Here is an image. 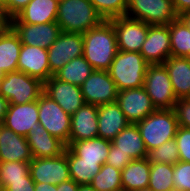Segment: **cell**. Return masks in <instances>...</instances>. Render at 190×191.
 Masks as SVG:
<instances>
[{
	"instance_id": "1",
	"label": "cell",
	"mask_w": 190,
	"mask_h": 191,
	"mask_svg": "<svg viewBox=\"0 0 190 191\" xmlns=\"http://www.w3.org/2000/svg\"><path fill=\"white\" fill-rule=\"evenodd\" d=\"M83 35V57L95 70L108 71L118 52L116 32L109 20Z\"/></svg>"
},
{
	"instance_id": "2",
	"label": "cell",
	"mask_w": 190,
	"mask_h": 191,
	"mask_svg": "<svg viewBox=\"0 0 190 191\" xmlns=\"http://www.w3.org/2000/svg\"><path fill=\"white\" fill-rule=\"evenodd\" d=\"M103 21L89 0H59L56 23L62 32L84 34Z\"/></svg>"
},
{
	"instance_id": "3",
	"label": "cell",
	"mask_w": 190,
	"mask_h": 191,
	"mask_svg": "<svg viewBox=\"0 0 190 191\" xmlns=\"http://www.w3.org/2000/svg\"><path fill=\"white\" fill-rule=\"evenodd\" d=\"M136 124L148 152L175 139L179 127L174 109H156Z\"/></svg>"
},
{
	"instance_id": "4",
	"label": "cell",
	"mask_w": 190,
	"mask_h": 191,
	"mask_svg": "<svg viewBox=\"0 0 190 191\" xmlns=\"http://www.w3.org/2000/svg\"><path fill=\"white\" fill-rule=\"evenodd\" d=\"M148 65L139 52L118 50L108 72L115 82L118 91L140 88L144 84Z\"/></svg>"
},
{
	"instance_id": "5",
	"label": "cell",
	"mask_w": 190,
	"mask_h": 191,
	"mask_svg": "<svg viewBox=\"0 0 190 191\" xmlns=\"http://www.w3.org/2000/svg\"><path fill=\"white\" fill-rule=\"evenodd\" d=\"M44 90V83L21 71L3 75L2 96L9 104H24L38 100Z\"/></svg>"
},
{
	"instance_id": "6",
	"label": "cell",
	"mask_w": 190,
	"mask_h": 191,
	"mask_svg": "<svg viewBox=\"0 0 190 191\" xmlns=\"http://www.w3.org/2000/svg\"><path fill=\"white\" fill-rule=\"evenodd\" d=\"M39 124L52 136L69 146L71 115L67 114L60 105L44 91L38 100Z\"/></svg>"
},
{
	"instance_id": "7",
	"label": "cell",
	"mask_w": 190,
	"mask_h": 191,
	"mask_svg": "<svg viewBox=\"0 0 190 191\" xmlns=\"http://www.w3.org/2000/svg\"><path fill=\"white\" fill-rule=\"evenodd\" d=\"M125 16L149 25H169L178 18L172 0H127Z\"/></svg>"
},
{
	"instance_id": "8",
	"label": "cell",
	"mask_w": 190,
	"mask_h": 191,
	"mask_svg": "<svg viewBox=\"0 0 190 191\" xmlns=\"http://www.w3.org/2000/svg\"><path fill=\"white\" fill-rule=\"evenodd\" d=\"M143 87L156 109H174L178 99L163 64L148 65Z\"/></svg>"
},
{
	"instance_id": "9",
	"label": "cell",
	"mask_w": 190,
	"mask_h": 191,
	"mask_svg": "<svg viewBox=\"0 0 190 191\" xmlns=\"http://www.w3.org/2000/svg\"><path fill=\"white\" fill-rule=\"evenodd\" d=\"M109 21L116 32L118 50L140 53L148 33V24L127 16L115 17Z\"/></svg>"
},
{
	"instance_id": "10",
	"label": "cell",
	"mask_w": 190,
	"mask_h": 191,
	"mask_svg": "<svg viewBox=\"0 0 190 191\" xmlns=\"http://www.w3.org/2000/svg\"><path fill=\"white\" fill-rule=\"evenodd\" d=\"M30 175L34 182L53 185L70 180L65 150L56 157L33 158L30 162Z\"/></svg>"
},
{
	"instance_id": "11",
	"label": "cell",
	"mask_w": 190,
	"mask_h": 191,
	"mask_svg": "<svg viewBox=\"0 0 190 191\" xmlns=\"http://www.w3.org/2000/svg\"><path fill=\"white\" fill-rule=\"evenodd\" d=\"M47 50L50 72L54 75L70 60L83 56V35L61 32Z\"/></svg>"
},
{
	"instance_id": "12",
	"label": "cell",
	"mask_w": 190,
	"mask_h": 191,
	"mask_svg": "<svg viewBox=\"0 0 190 191\" xmlns=\"http://www.w3.org/2000/svg\"><path fill=\"white\" fill-rule=\"evenodd\" d=\"M80 87L87 104L98 106L117 101L118 89L108 71L94 70Z\"/></svg>"
},
{
	"instance_id": "13",
	"label": "cell",
	"mask_w": 190,
	"mask_h": 191,
	"mask_svg": "<svg viewBox=\"0 0 190 191\" xmlns=\"http://www.w3.org/2000/svg\"><path fill=\"white\" fill-rule=\"evenodd\" d=\"M140 54L149 65L163 64L171 56L168 25H149Z\"/></svg>"
},
{
	"instance_id": "14",
	"label": "cell",
	"mask_w": 190,
	"mask_h": 191,
	"mask_svg": "<svg viewBox=\"0 0 190 191\" xmlns=\"http://www.w3.org/2000/svg\"><path fill=\"white\" fill-rule=\"evenodd\" d=\"M116 102L127 120L132 124L142 121L156 110L143 86L118 91Z\"/></svg>"
},
{
	"instance_id": "15",
	"label": "cell",
	"mask_w": 190,
	"mask_h": 191,
	"mask_svg": "<svg viewBox=\"0 0 190 191\" xmlns=\"http://www.w3.org/2000/svg\"><path fill=\"white\" fill-rule=\"evenodd\" d=\"M8 25L18 35L22 44L45 49H48L62 32L56 21L44 24L9 23Z\"/></svg>"
},
{
	"instance_id": "16",
	"label": "cell",
	"mask_w": 190,
	"mask_h": 191,
	"mask_svg": "<svg viewBox=\"0 0 190 191\" xmlns=\"http://www.w3.org/2000/svg\"><path fill=\"white\" fill-rule=\"evenodd\" d=\"M43 91L69 115L85 104L80 86L61 81L54 75L44 83Z\"/></svg>"
},
{
	"instance_id": "17",
	"label": "cell",
	"mask_w": 190,
	"mask_h": 191,
	"mask_svg": "<svg viewBox=\"0 0 190 191\" xmlns=\"http://www.w3.org/2000/svg\"><path fill=\"white\" fill-rule=\"evenodd\" d=\"M38 102L9 104L3 120V126L16 134L27 136L31 129L39 125Z\"/></svg>"
},
{
	"instance_id": "18",
	"label": "cell",
	"mask_w": 190,
	"mask_h": 191,
	"mask_svg": "<svg viewBox=\"0 0 190 191\" xmlns=\"http://www.w3.org/2000/svg\"><path fill=\"white\" fill-rule=\"evenodd\" d=\"M18 71L45 83L53 76L48 63V50L39 46L22 44L18 59Z\"/></svg>"
},
{
	"instance_id": "19",
	"label": "cell",
	"mask_w": 190,
	"mask_h": 191,
	"mask_svg": "<svg viewBox=\"0 0 190 191\" xmlns=\"http://www.w3.org/2000/svg\"><path fill=\"white\" fill-rule=\"evenodd\" d=\"M98 137V106L85 103L71 115L69 145Z\"/></svg>"
},
{
	"instance_id": "20",
	"label": "cell",
	"mask_w": 190,
	"mask_h": 191,
	"mask_svg": "<svg viewBox=\"0 0 190 191\" xmlns=\"http://www.w3.org/2000/svg\"><path fill=\"white\" fill-rule=\"evenodd\" d=\"M33 156L25 136L3 126L0 131V162H31Z\"/></svg>"
},
{
	"instance_id": "21",
	"label": "cell",
	"mask_w": 190,
	"mask_h": 191,
	"mask_svg": "<svg viewBox=\"0 0 190 191\" xmlns=\"http://www.w3.org/2000/svg\"><path fill=\"white\" fill-rule=\"evenodd\" d=\"M59 0H31L9 23L44 24L57 20Z\"/></svg>"
},
{
	"instance_id": "22",
	"label": "cell",
	"mask_w": 190,
	"mask_h": 191,
	"mask_svg": "<svg viewBox=\"0 0 190 191\" xmlns=\"http://www.w3.org/2000/svg\"><path fill=\"white\" fill-rule=\"evenodd\" d=\"M129 124L117 102L98 105V137L111 141Z\"/></svg>"
},
{
	"instance_id": "23",
	"label": "cell",
	"mask_w": 190,
	"mask_h": 191,
	"mask_svg": "<svg viewBox=\"0 0 190 191\" xmlns=\"http://www.w3.org/2000/svg\"><path fill=\"white\" fill-rule=\"evenodd\" d=\"M33 158L56 157L62 154L66 145L52 136L41 124L31 129L26 136Z\"/></svg>"
},
{
	"instance_id": "24",
	"label": "cell",
	"mask_w": 190,
	"mask_h": 191,
	"mask_svg": "<svg viewBox=\"0 0 190 191\" xmlns=\"http://www.w3.org/2000/svg\"><path fill=\"white\" fill-rule=\"evenodd\" d=\"M177 99L190 97V57L170 56L164 63Z\"/></svg>"
},
{
	"instance_id": "25",
	"label": "cell",
	"mask_w": 190,
	"mask_h": 191,
	"mask_svg": "<svg viewBox=\"0 0 190 191\" xmlns=\"http://www.w3.org/2000/svg\"><path fill=\"white\" fill-rule=\"evenodd\" d=\"M22 43L8 25L0 30V71L3 74L18 71V59Z\"/></svg>"
},
{
	"instance_id": "26",
	"label": "cell",
	"mask_w": 190,
	"mask_h": 191,
	"mask_svg": "<svg viewBox=\"0 0 190 191\" xmlns=\"http://www.w3.org/2000/svg\"><path fill=\"white\" fill-rule=\"evenodd\" d=\"M112 144L124 154H129L132 160L148 157V151L141 137L137 124L130 123L111 140Z\"/></svg>"
},
{
	"instance_id": "27",
	"label": "cell",
	"mask_w": 190,
	"mask_h": 191,
	"mask_svg": "<svg viewBox=\"0 0 190 191\" xmlns=\"http://www.w3.org/2000/svg\"><path fill=\"white\" fill-rule=\"evenodd\" d=\"M111 141L95 137L83 141H74L68 148L82 161L99 162L103 165L108 157Z\"/></svg>"
},
{
	"instance_id": "28",
	"label": "cell",
	"mask_w": 190,
	"mask_h": 191,
	"mask_svg": "<svg viewBox=\"0 0 190 191\" xmlns=\"http://www.w3.org/2000/svg\"><path fill=\"white\" fill-rule=\"evenodd\" d=\"M150 168L148 158L132 160L121 171L122 189L133 191L148 188Z\"/></svg>"
},
{
	"instance_id": "29",
	"label": "cell",
	"mask_w": 190,
	"mask_h": 191,
	"mask_svg": "<svg viewBox=\"0 0 190 191\" xmlns=\"http://www.w3.org/2000/svg\"><path fill=\"white\" fill-rule=\"evenodd\" d=\"M70 177L78 185L91 184L94 176L100 171L99 162L82 161L68 147L65 148Z\"/></svg>"
},
{
	"instance_id": "30",
	"label": "cell",
	"mask_w": 190,
	"mask_h": 191,
	"mask_svg": "<svg viewBox=\"0 0 190 191\" xmlns=\"http://www.w3.org/2000/svg\"><path fill=\"white\" fill-rule=\"evenodd\" d=\"M95 69L83 57H78L66 63L54 76L64 82L81 86Z\"/></svg>"
},
{
	"instance_id": "31",
	"label": "cell",
	"mask_w": 190,
	"mask_h": 191,
	"mask_svg": "<svg viewBox=\"0 0 190 191\" xmlns=\"http://www.w3.org/2000/svg\"><path fill=\"white\" fill-rule=\"evenodd\" d=\"M171 56L190 57V29L178 17L169 25Z\"/></svg>"
},
{
	"instance_id": "32",
	"label": "cell",
	"mask_w": 190,
	"mask_h": 191,
	"mask_svg": "<svg viewBox=\"0 0 190 191\" xmlns=\"http://www.w3.org/2000/svg\"><path fill=\"white\" fill-rule=\"evenodd\" d=\"M95 191H116L122 189L121 170L104 163L90 184Z\"/></svg>"
},
{
	"instance_id": "33",
	"label": "cell",
	"mask_w": 190,
	"mask_h": 191,
	"mask_svg": "<svg viewBox=\"0 0 190 191\" xmlns=\"http://www.w3.org/2000/svg\"><path fill=\"white\" fill-rule=\"evenodd\" d=\"M148 188L152 191H165L173 186V165L151 163Z\"/></svg>"
},
{
	"instance_id": "34",
	"label": "cell",
	"mask_w": 190,
	"mask_h": 191,
	"mask_svg": "<svg viewBox=\"0 0 190 191\" xmlns=\"http://www.w3.org/2000/svg\"><path fill=\"white\" fill-rule=\"evenodd\" d=\"M31 178L29 162H0V184L6 188L7 181L24 180Z\"/></svg>"
},
{
	"instance_id": "35",
	"label": "cell",
	"mask_w": 190,
	"mask_h": 191,
	"mask_svg": "<svg viewBox=\"0 0 190 191\" xmlns=\"http://www.w3.org/2000/svg\"><path fill=\"white\" fill-rule=\"evenodd\" d=\"M150 163H165L175 165L179 161L177 142L175 139L164 142L161 146L148 152Z\"/></svg>"
},
{
	"instance_id": "36",
	"label": "cell",
	"mask_w": 190,
	"mask_h": 191,
	"mask_svg": "<svg viewBox=\"0 0 190 191\" xmlns=\"http://www.w3.org/2000/svg\"><path fill=\"white\" fill-rule=\"evenodd\" d=\"M104 20L125 16L127 0H89Z\"/></svg>"
},
{
	"instance_id": "37",
	"label": "cell",
	"mask_w": 190,
	"mask_h": 191,
	"mask_svg": "<svg viewBox=\"0 0 190 191\" xmlns=\"http://www.w3.org/2000/svg\"><path fill=\"white\" fill-rule=\"evenodd\" d=\"M173 186L179 191H190V162L178 161L173 165Z\"/></svg>"
},
{
	"instance_id": "38",
	"label": "cell",
	"mask_w": 190,
	"mask_h": 191,
	"mask_svg": "<svg viewBox=\"0 0 190 191\" xmlns=\"http://www.w3.org/2000/svg\"><path fill=\"white\" fill-rule=\"evenodd\" d=\"M175 140L178 147L179 161L190 162V129L179 126Z\"/></svg>"
},
{
	"instance_id": "39",
	"label": "cell",
	"mask_w": 190,
	"mask_h": 191,
	"mask_svg": "<svg viewBox=\"0 0 190 191\" xmlns=\"http://www.w3.org/2000/svg\"><path fill=\"white\" fill-rule=\"evenodd\" d=\"M131 161L132 159L129 154H124L121 151H118V148L111 143L108 157L105 161L106 164L122 171L123 168Z\"/></svg>"
},
{
	"instance_id": "40",
	"label": "cell",
	"mask_w": 190,
	"mask_h": 191,
	"mask_svg": "<svg viewBox=\"0 0 190 191\" xmlns=\"http://www.w3.org/2000/svg\"><path fill=\"white\" fill-rule=\"evenodd\" d=\"M174 111L179 126L190 129V99H178Z\"/></svg>"
},
{
	"instance_id": "41",
	"label": "cell",
	"mask_w": 190,
	"mask_h": 191,
	"mask_svg": "<svg viewBox=\"0 0 190 191\" xmlns=\"http://www.w3.org/2000/svg\"><path fill=\"white\" fill-rule=\"evenodd\" d=\"M31 0H7L2 8L5 17L10 20L15 17Z\"/></svg>"
},
{
	"instance_id": "42",
	"label": "cell",
	"mask_w": 190,
	"mask_h": 191,
	"mask_svg": "<svg viewBox=\"0 0 190 191\" xmlns=\"http://www.w3.org/2000/svg\"><path fill=\"white\" fill-rule=\"evenodd\" d=\"M35 182L32 178H24V180L7 181L5 191H35Z\"/></svg>"
},
{
	"instance_id": "43",
	"label": "cell",
	"mask_w": 190,
	"mask_h": 191,
	"mask_svg": "<svg viewBox=\"0 0 190 191\" xmlns=\"http://www.w3.org/2000/svg\"><path fill=\"white\" fill-rule=\"evenodd\" d=\"M175 12L181 15L185 12H190V0H172Z\"/></svg>"
},
{
	"instance_id": "44",
	"label": "cell",
	"mask_w": 190,
	"mask_h": 191,
	"mask_svg": "<svg viewBox=\"0 0 190 191\" xmlns=\"http://www.w3.org/2000/svg\"><path fill=\"white\" fill-rule=\"evenodd\" d=\"M79 185L72 179L57 185L58 191H78Z\"/></svg>"
},
{
	"instance_id": "45",
	"label": "cell",
	"mask_w": 190,
	"mask_h": 191,
	"mask_svg": "<svg viewBox=\"0 0 190 191\" xmlns=\"http://www.w3.org/2000/svg\"><path fill=\"white\" fill-rule=\"evenodd\" d=\"M35 191H58L57 185L47 184V183H38L34 184Z\"/></svg>"
},
{
	"instance_id": "46",
	"label": "cell",
	"mask_w": 190,
	"mask_h": 191,
	"mask_svg": "<svg viewBox=\"0 0 190 191\" xmlns=\"http://www.w3.org/2000/svg\"><path fill=\"white\" fill-rule=\"evenodd\" d=\"M9 102L3 97L0 96V121L3 122L8 109Z\"/></svg>"
},
{
	"instance_id": "47",
	"label": "cell",
	"mask_w": 190,
	"mask_h": 191,
	"mask_svg": "<svg viewBox=\"0 0 190 191\" xmlns=\"http://www.w3.org/2000/svg\"><path fill=\"white\" fill-rule=\"evenodd\" d=\"M9 20L5 17L2 7L0 6V30L8 26Z\"/></svg>"
},
{
	"instance_id": "48",
	"label": "cell",
	"mask_w": 190,
	"mask_h": 191,
	"mask_svg": "<svg viewBox=\"0 0 190 191\" xmlns=\"http://www.w3.org/2000/svg\"><path fill=\"white\" fill-rule=\"evenodd\" d=\"M184 23L185 25L190 29V12H185L182 13L181 15L178 16Z\"/></svg>"
},
{
	"instance_id": "49",
	"label": "cell",
	"mask_w": 190,
	"mask_h": 191,
	"mask_svg": "<svg viewBox=\"0 0 190 191\" xmlns=\"http://www.w3.org/2000/svg\"><path fill=\"white\" fill-rule=\"evenodd\" d=\"M78 191H95L90 184L79 185Z\"/></svg>"
},
{
	"instance_id": "50",
	"label": "cell",
	"mask_w": 190,
	"mask_h": 191,
	"mask_svg": "<svg viewBox=\"0 0 190 191\" xmlns=\"http://www.w3.org/2000/svg\"><path fill=\"white\" fill-rule=\"evenodd\" d=\"M133 191H152L150 188H140L137 190H133Z\"/></svg>"
},
{
	"instance_id": "51",
	"label": "cell",
	"mask_w": 190,
	"mask_h": 191,
	"mask_svg": "<svg viewBox=\"0 0 190 191\" xmlns=\"http://www.w3.org/2000/svg\"><path fill=\"white\" fill-rule=\"evenodd\" d=\"M7 0H0V6L3 8L6 4Z\"/></svg>"
},
{
	"instance_id": "52",
	"label": "cell",
	"mask_w": 190,
	"mask_h": 191,
	"mask_svg": "<svg viewBox=\"0 0 190 191\" xmlns=\"http://www.w3.org/2000/svg\"><path fill=\"white\" fill-rule=\"evenodd\" d=\"M2 79H3V76H0V96H2V91H1Z\"/></svg>"
},
{
	"instance_id": "53",
	"label": "cell",
	"mask_w": 190,
	"mask_h": 191,
	"mask_svg": "<svg viewBox=\"0 0 190 191\" xmlns=\"http://www.w3.org/2000/svg\"><path fill=\"white\" fill-rule=\"evenodd\" d=\"M165 191H179V190H177L176 188H172V189L165 190Z\"/></svg>"
},
{
	"instance_id": "54",
	"label": "cell",
	"mask_w": 190,
	"mask_h": 191,
	"mask_svg": "<svg viewBox=\"0 0 190 191\" xmlns=\"http://www.w3.org/2000/svg\"><path fill=\"white\" fill-rule=\"evenodd\" d=\"M0 191H5V188L0 184Z\"/></svg>"
},
{
	"instance_id": "55",
	"label": "cell",
	"mask_w": 190,
	"mask_h": 191,
	"mask_svg": "<svg viewBox=\"0 0 190 191\" xmlns=\"http://www.w3.org/2000/svg\"><path fill=\"white\" fill-rule=\"evenodd\" d=\"M2 127H3V122L0 121V131H1Z\"/></svg>"
}]
</instances>
